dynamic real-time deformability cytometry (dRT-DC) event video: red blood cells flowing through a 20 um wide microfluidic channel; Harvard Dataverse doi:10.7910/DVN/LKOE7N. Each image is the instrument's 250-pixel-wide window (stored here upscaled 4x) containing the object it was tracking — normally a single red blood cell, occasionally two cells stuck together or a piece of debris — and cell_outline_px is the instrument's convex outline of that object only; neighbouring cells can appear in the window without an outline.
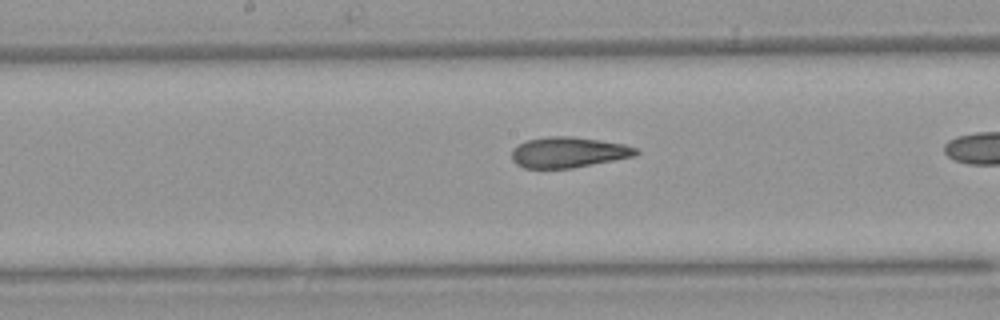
{"species": "Egyptian fruit bat (a non-hibernating species)", "species_latin": "Rousettus aegyptiacus", "temperature_condition": "warm", "stored_images_in_passage": 19, "camera_frame_rate_fps": 3000, "um_per_image_px": 0.085, "animal": {"sex": "female"}, "frame": {"image": 1, "passage_image": 13, "time_ms": 4.0, "image_size_px": [1000, 320], "cell_outline_px": [[640, 152], [636, 156], [572, 168], [524, 168], [516, 164], [512, 160], [512, 148], [528, 140], [548, 136], [572, 136], [600, 140], [624, 144], [636, 148]], "centroid_in_image_um": [48.32, 12.95], "position_along_channel_um": 199.9, "area_um2": 22.2}}
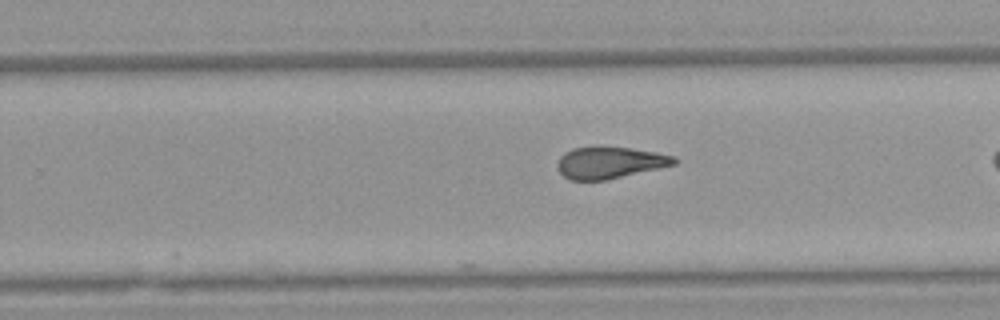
{"frame": {"image": 2, "passage_image": 19, "time_ms": 6.0, "image_size_px": [1000, 320], "cell_outline_px": [[680, 160], [676, 164], [608, 180], [568, 180], [560, 172], [556, 164], [560, 156], [564, 152], [572, 148], [628, 148], [656, 152], [676, 156]], "centroid_in_image_um": [51.85, 13.84], "position_along_channel_um": 277.9, "area_um2": 21.44}}